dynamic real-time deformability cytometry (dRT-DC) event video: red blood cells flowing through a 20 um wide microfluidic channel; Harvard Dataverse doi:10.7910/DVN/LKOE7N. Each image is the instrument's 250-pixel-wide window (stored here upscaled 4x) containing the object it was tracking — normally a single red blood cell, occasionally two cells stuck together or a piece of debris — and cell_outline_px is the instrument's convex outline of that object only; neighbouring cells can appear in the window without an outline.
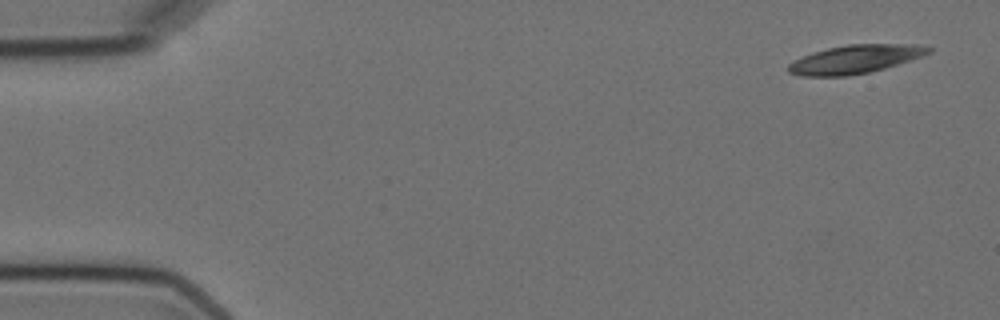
{"species": "Egyptian fruit bat (a non-hibernating species)", "species_latin": "Rousettus aegyptiacus", "temperature_condition": "cold", "stored_images_in_passage": 3, "camera_frame_rate_fps": 3000, "um_per_image_px": 0.085, "animal": {"sex": "female"}, "frame": {"image": 1, "passage_image": 1, "time_ms": 0.0, "image_size_px": [1000, 320], "cell_outline_px": [[932, 52], [912, 60], [884, 68], [868, 72], [848, 76], [800, 76], [788, 72], [788, 64], [812, 52], [828, 48], [848, 44], [912, 44], [932, 48]], "centroid_in_image_um": [72.69, 5.03], "position_along_channel_um": 12.3, "area_um2": 23.12}}